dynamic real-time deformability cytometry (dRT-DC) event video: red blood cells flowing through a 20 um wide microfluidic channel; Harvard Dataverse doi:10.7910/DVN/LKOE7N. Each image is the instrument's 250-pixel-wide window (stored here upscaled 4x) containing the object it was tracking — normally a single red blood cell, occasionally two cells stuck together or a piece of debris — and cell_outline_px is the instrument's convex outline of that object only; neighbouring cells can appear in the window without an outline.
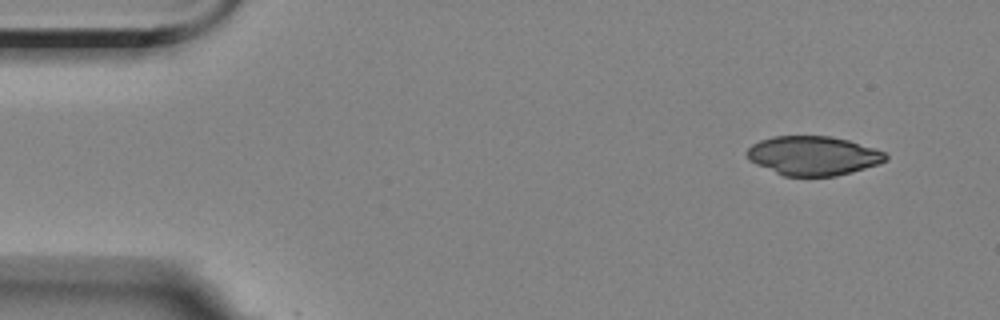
{"species": "Egyptian fruit bat (a non-hibernating species)", "species_latin": "Rousettus aegyptiacus", "temperature_condition": "room temperature", "stored_images_in_passage": 2, "camera_frame_rate_fps": 3000, "um_per_image_px": 0.085, "animal": {"sex": "female"}, "frame": {"image": 1, "passage_image": 1, "time_ms": 0.0, "image_size_px": [1000, 320], "cell_outline_px": [[888, 160], [880, 164], [852, 172], [836, 176], [784, 176], [756, 164], [748, 160], [744, 152], [752, 144], [760, 140], [772, 136], [828, 136], [848, 140], [876, 148], [884, 152], [888, 156]], "centroid_in_image_um": [69.12, 13.23], "position_along_channel_um": 15.9, "area_um2": 31.91}}